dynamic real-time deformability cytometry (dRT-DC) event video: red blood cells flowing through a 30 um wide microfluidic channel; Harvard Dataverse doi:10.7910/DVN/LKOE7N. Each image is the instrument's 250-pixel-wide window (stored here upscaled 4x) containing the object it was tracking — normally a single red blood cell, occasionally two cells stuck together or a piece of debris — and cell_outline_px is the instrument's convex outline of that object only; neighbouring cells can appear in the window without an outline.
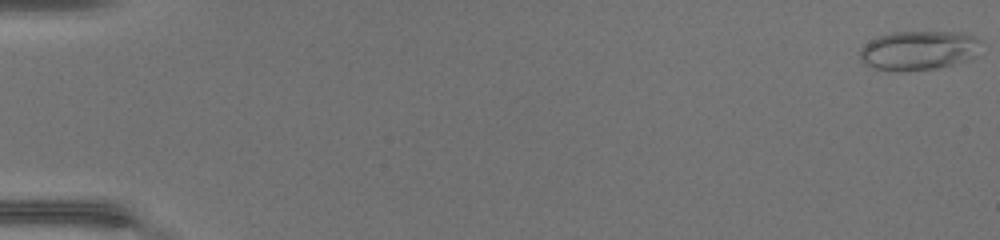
{"species": "common noctule bat (a hibernating species)", "species_latin": "Nyctalus noctula", "temperature_condition": "warm", "stored_images_in_passage": 48, "camera_frame_rate_fps": 3000, "um_per_image_px": 0.085, "animal": {"sex": "female", "body_mass_g": 17.0, "forearm_length_mm": 48.0}, "frame": {"image": 1, "passage_image": 1, "time_ms": 0.0, "image_size_px": [1000, 240], "cell_outline_px": [[976, 56], [952, 64], [936, 68], [872, 68], [864, 64], [860, 60], [860, 52], [872, 40], [880, 36], [892, 32], [960, 32], [976, 36]], "centroid_in_image_um": [78.08, 4.24], "position_along_channel_um": 6.9, "area_um2": 26.3}}
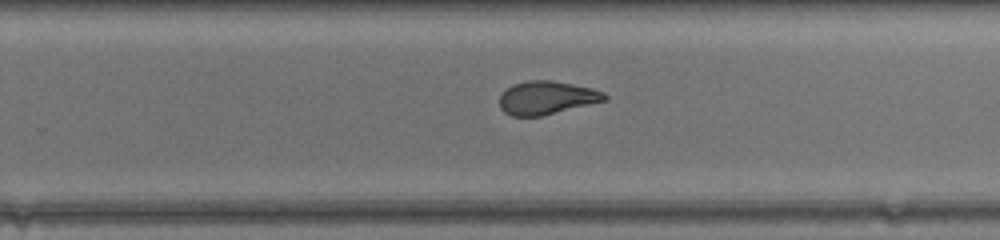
{"frame": {"image": 2, "passage_image": 32, "time_ms": 10.333, "image_size_px": [1000, 240], "cell_outline_px": [[608, 100], [540, 116], [512, 116], [504, 112], [500, 108], [500, 96], [512, 84], [528, 80], [552, 80], [592, 88], [604, 92], [608, 96]], "centroid_in_image_um": [46.48, 8.3], "position_along_channel_um": 283.3, "area_um2": 20.35}}
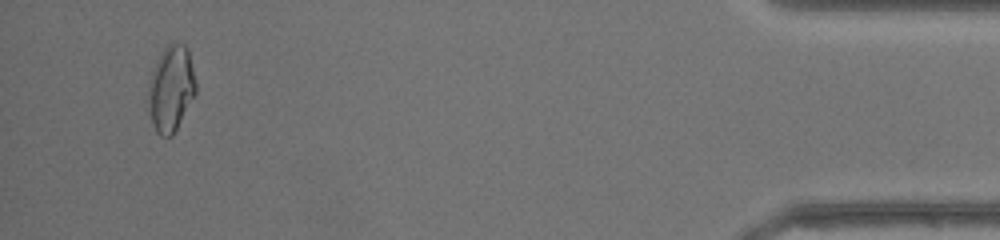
{"frame": {"image": 3, "passage_image": 46, "time_ms": 15.0, "image_size_px": [1000, 240], "cell_outline_px": [[196, 92], [172, 136], [160, 136], [156, 132], [148, 108], [148, 84], [152, 72], [164, 48], [168, 44], [184, 44], [188, 48], [196, 80]], "centroid_in_image_um": [14.54, 7.53], "position_along_channel_um": 420.7, "area_um2": 23.47}}